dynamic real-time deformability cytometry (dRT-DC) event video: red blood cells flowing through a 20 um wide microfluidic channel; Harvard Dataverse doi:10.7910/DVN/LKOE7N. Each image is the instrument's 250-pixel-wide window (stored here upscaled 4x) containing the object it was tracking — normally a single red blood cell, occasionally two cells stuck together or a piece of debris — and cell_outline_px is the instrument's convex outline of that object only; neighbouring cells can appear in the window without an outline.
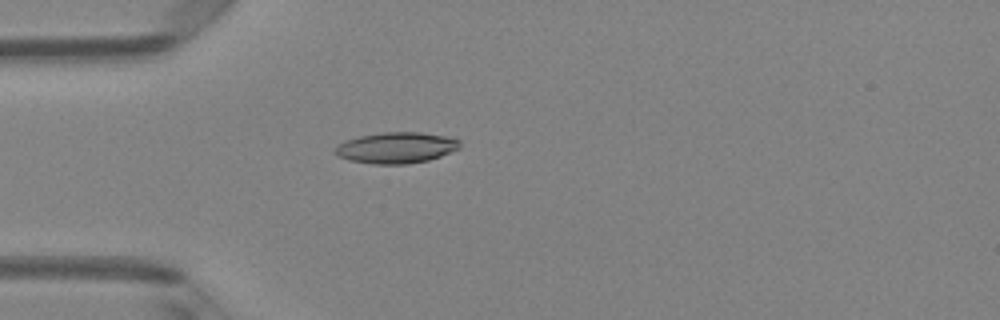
{"species": "Egyptian fruit bat (a non-hibernating species)", "species_latin": "Rousettus aegyptiacus", "temperature_condition": "room temperature", "stored_images_in_passage": 36, "camera_frame_rate_fps": 3000, "um_per_image_px": 0.085, "animal": {"sex": "female"}, "frame": {"image": 1, "passage_image": 1, "time_ms": 0.0, "image_size_px": [1000, 320], "cell_outline_px": [[460, 148], [440, 156], [428, 160], [408, 164], [372, 164], [348, 160], [336, 156], [332, 152], [332, 148], [336, 144], [344, 140], [360, 136], [384, 132], [420, 132], [444, 136], [460, 140]], "centroid_in_image_um": [33.59, 12.56], "position_along_channel_um": 51.4, "area_um2": 22.83}}
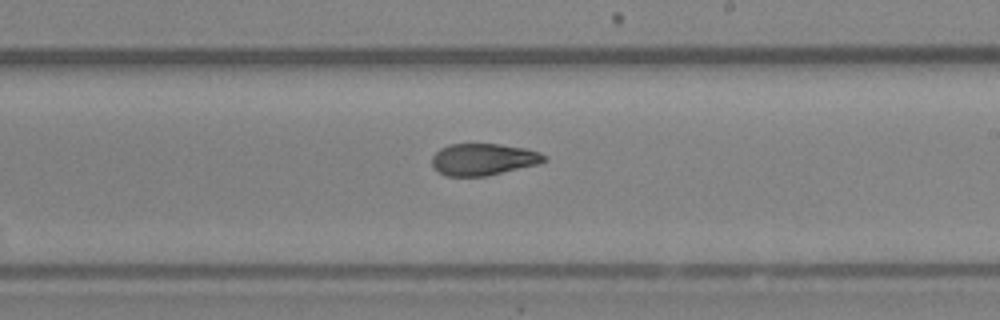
{"frame": {"image": 2, "passage_image": 16, "time_ms": 5.0, "image_size_px": [1000, 320], "cell_outline_px": [[548, 160], [540, 164], [488, 176], [444, 176], [432, 164], [432, 156], [440, 148], [448, 144], [500, 144], [524, 148], [540, 152], [548, 156]], "centroid_in_image_um": [41.13, 13.55], "position_along_channel_um": 247.9, "area_um2": 21.04}}
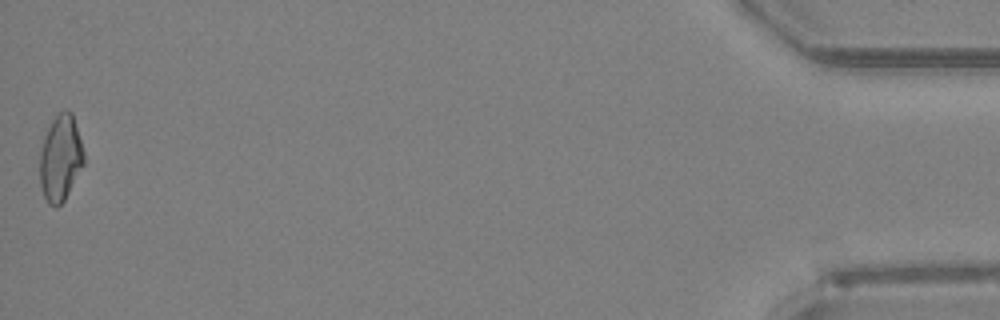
{"frame": {"image": 3, "passage_image": 36, "time_ms": 11.667, "image_size_px": [1000, 320], "cell_outline_px": [[84, 164], [64, 200], [56, 208], [48, 204], [44, 196], [40, 184], [40, 152], [44, 136], [52, 120], [64, 108], [72, 112], [84, 152]], "centroid_in_image_um": [5.14, 13.44], "position_along_channel_um": 430.1, "area_um2": 22.02}, "authors_computed_cell_mechanics": {"area_um2": 21.675, "velocity_mm_per_s": 4.1587, "shape_relaxation_time_tau1_ms": 9.4123, "shape_relaxation_time_tau2_ms": 2.6398, "deformation_change_tau1": 0.2221, "deformation_change_tau2": 0.0963}}